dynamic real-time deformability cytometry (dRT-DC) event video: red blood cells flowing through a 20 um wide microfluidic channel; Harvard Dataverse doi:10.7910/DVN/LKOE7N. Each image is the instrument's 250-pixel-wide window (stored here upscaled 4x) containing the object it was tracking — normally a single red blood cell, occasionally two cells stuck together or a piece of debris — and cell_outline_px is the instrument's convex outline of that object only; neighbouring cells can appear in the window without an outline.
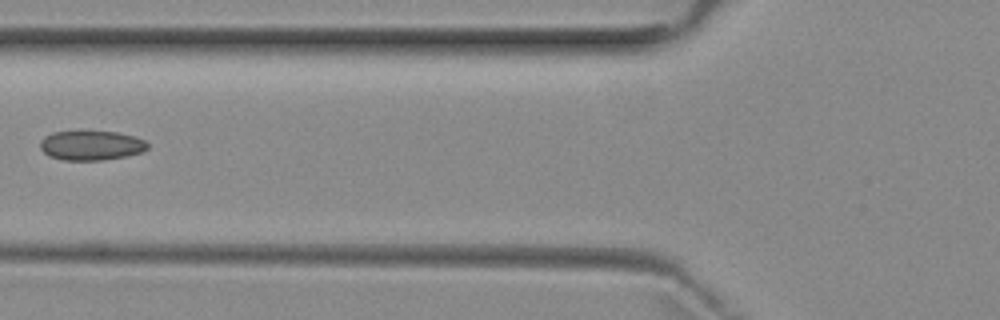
{"species": "common noctule bat (a hibernating species)", "species_latin": "Nyctalus noctula", "temperature_condition": "room temperature", "stored_images_in_passage": 2, "camera_frame_rate_fps": 3000, "um_per_image_px": 0.085, "animal": {"sex": "female", "body_mass_g": 29.2, "forearm_length_mm": 56.3}, "frame": {"image": 1, "passage_image": 2, "time_ms": 1.0, "image_size_px": [1000, 320], "cell_outline_px": [[148, 148], [140, 152], [128, 156], [104, 160], [64, 160], [48, 156], [40, 148], [40, 140], [44, 136], [52, 132], [116, 132], [136, 136], [144, 140], [148, 144]], "centroid_in_image_um": [7.75, 12.37], "position_along_channel_um": 118.1, "area_um2": 18.5}}